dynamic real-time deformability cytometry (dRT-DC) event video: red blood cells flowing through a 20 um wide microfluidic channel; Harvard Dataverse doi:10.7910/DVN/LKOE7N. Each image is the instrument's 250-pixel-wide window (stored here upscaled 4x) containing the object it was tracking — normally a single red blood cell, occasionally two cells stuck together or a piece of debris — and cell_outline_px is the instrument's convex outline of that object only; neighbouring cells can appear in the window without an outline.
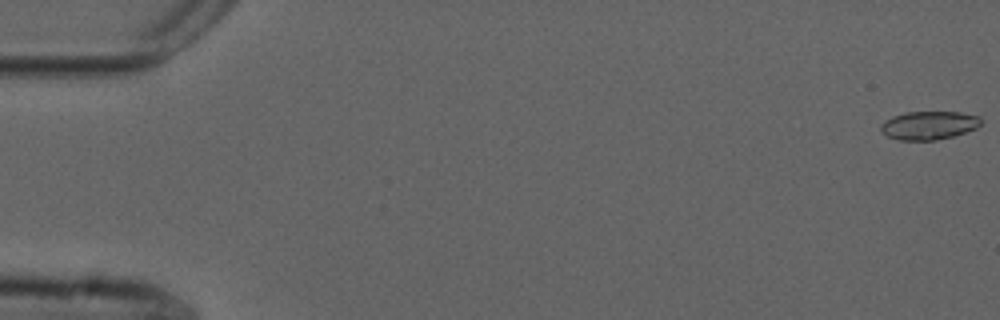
{"species": "common noctule bat (a hibernating species)", "species_latin": "Nyctalus noctula", "temperature_condition": "cold", "stored_images_in_passage": 5, "camera_frame_rate_fps": 3000, "um_per_image_px": 0.085, "animal": {"sex": "male", "forearm_length_mm": 52.5}, "frame": {"image": 1, "passage_image": 1, "time_ms": 0.0, "image_size_px": [1000, 320], "cell_outline_px": [[984, 120], [976, 128], [952, 136], [936, 140], [900, 140], [888, 136], [880, 132], [880, 124], [884, 120], [892, 116], [904, 112], [960, 112], [980, 116]], "centroid_in_image_um": [78.93, 10.64], "position_along_channel_um": 6.1, "area_um2": 16.7}}